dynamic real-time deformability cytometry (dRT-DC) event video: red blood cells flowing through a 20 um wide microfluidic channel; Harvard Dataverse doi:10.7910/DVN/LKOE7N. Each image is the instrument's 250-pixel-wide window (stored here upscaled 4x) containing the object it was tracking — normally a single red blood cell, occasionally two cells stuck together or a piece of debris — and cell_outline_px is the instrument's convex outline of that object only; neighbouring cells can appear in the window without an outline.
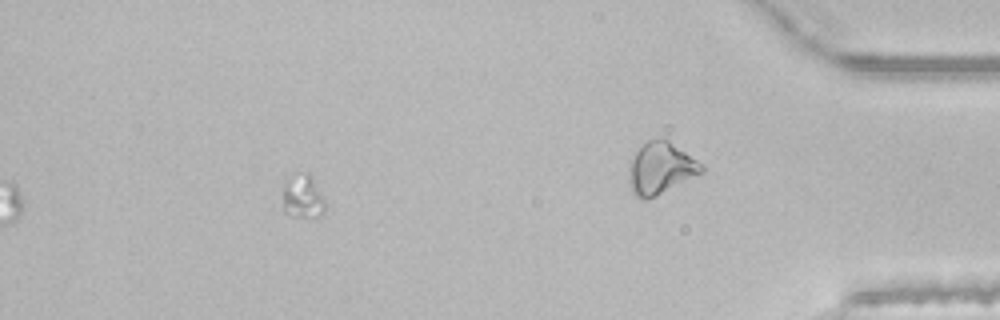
{"species": "common noctule bat (a hibernating species)", "species_latin": "Nyctalus noctula", "temperature_condition": "room temperature", "stored_images_in_passage": 42, "segment_of_instrument_passage": [2, 2], "camera_frame_rate_fps": 3000, "um_per_image_px": 0.085, "animal": {"sex": "male", "body_mass_g": 21.5, "forearm_length_mm": 52.0}, "frame": {"image": 1, "passage_image": 42, "time_ms": 13.667, "image_size_px": [1000, 320], "cell_outline_px": [[324, 212], [316, 216], [292, 216], [284, 212], [284, 184], [292, 172], [308, 172], [312, 176], [324, 200]], "centroid_in_image_um": [25.71, 16.65], "position_along_channel_um": 409.5, "area_um2": 10.69}}